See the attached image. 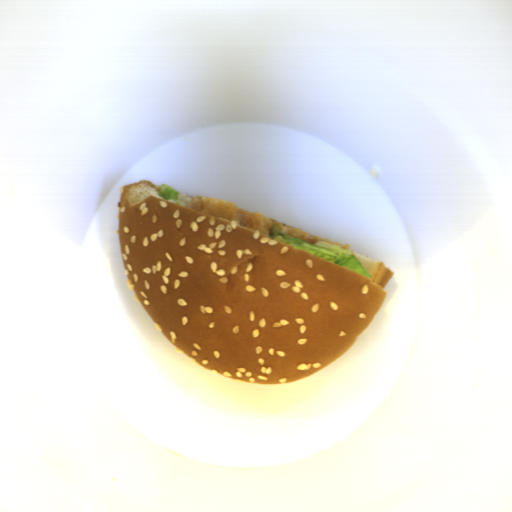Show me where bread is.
I'll return each instance as SVG.
<instances>
[{
	"label": "bread",
	"instance_id": "obj_2",
	"mask_svg": "<svg viewBox=\"0 0 512 512\" xmlns=\"http://www.w3.org/2000/svg\"><path fill=\"white\" fill-rule=\"evenodd\" d=\"M283 226V230L281 231V233L285 234L287 233V228L289 225H282Z\"/></svg>",
	"mask_w": 512,
	"mask_h": 512
},
{
	"label": "bread",
	"instance_id": "obj_1",
	"mask_svg": "<svg viewBox=\"0 0 512 512\" xmlns=\"http://www.w3.org/2000/svg\"><path fill=\"white\" fill-rule=\"evenodd\" d=\"M160 190L145 179L121 187L123 266L157 329L207 371L260 384L309 378L382 306L394 275L383 261L354 251L368 278Z\"/></svg>",
	"mask_w": 512,
	"mask_h": 512
}]
</instances>
